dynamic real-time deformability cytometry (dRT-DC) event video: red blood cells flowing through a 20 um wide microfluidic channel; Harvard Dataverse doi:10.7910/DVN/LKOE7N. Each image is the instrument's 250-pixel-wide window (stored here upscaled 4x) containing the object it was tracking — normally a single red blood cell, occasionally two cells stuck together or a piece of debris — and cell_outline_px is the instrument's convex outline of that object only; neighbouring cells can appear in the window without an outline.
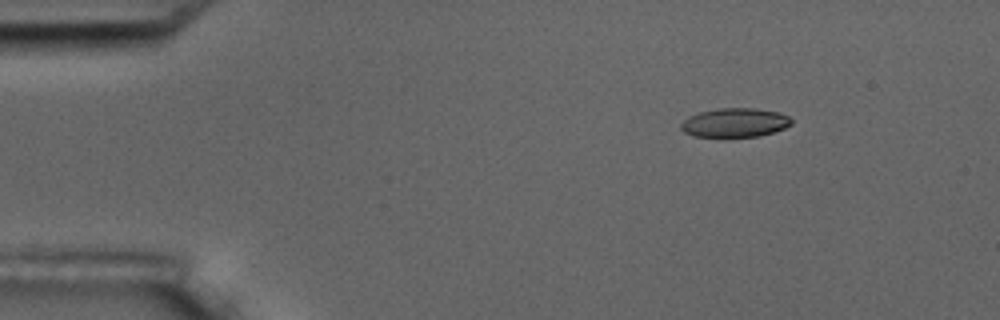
{"species": "common noctule bat (a hibernating species)", "species_latin": "Nyctalus noctula", "temperature_condition": "room temperature", "stored_images_in_passage": 4, "camera_frame_rate_fps": 3000, "um_per_image_px": 0.085, "animal": {"sex": "male", "body_mass_g": 17.5, "forearm_length_mm": 52.3}, "frame": {"image": 1, "passage_image": 2, "time_ms": 1.333, "image_size_px": [1000, 320], "cell_outline_px": [[792, 124], [784, 128], [760, 136], [692, 136], [684, 132], [680, 128], [680, 124], [688, 116], [700, 112], [720, 108], [756, 108], [776, 112], [788, 116], [792, 120]], "centroid_in_image_um": [62.44, 10.42], "position_along_channel_um": 22.6, "area_um2": 18.5}}